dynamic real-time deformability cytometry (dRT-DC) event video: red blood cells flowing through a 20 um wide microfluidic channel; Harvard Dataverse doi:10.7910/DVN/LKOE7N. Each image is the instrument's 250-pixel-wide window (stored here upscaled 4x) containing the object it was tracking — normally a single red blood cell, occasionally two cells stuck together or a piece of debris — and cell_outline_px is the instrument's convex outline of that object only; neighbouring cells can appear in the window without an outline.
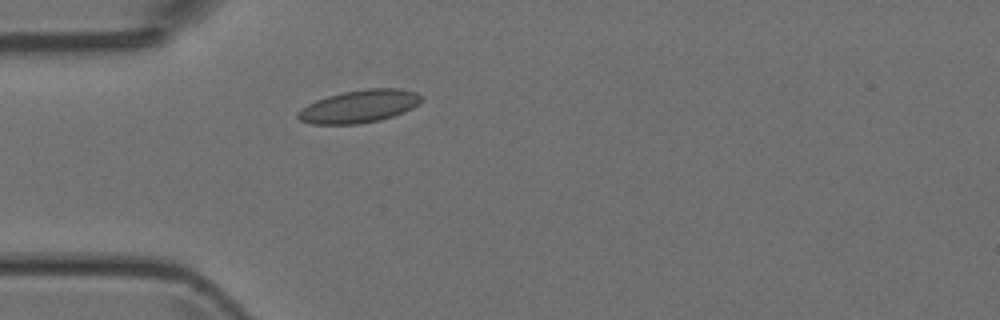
{"species": "Egyptian fruit bat (a non-hibernating species)", "species_latin": "Rousettus aegyptiacus", "temperature_condition": "room temperature", "stored_images_in_passage": 1, "camera_frame_rate_fps": 3000, "um_per_image_px": 0.085, "animal": {"sex": "female"}, "frame": {"image": 1, "passage_image": 1, "time_ms": 0.0, "image_size_px": [1000, 320], "cell_outline_px": [[424, 96], [420, 104], [404, 112], [380, 120], [356, 124], [312, 124], [300, 120], [296, 116], [296, 112], [300, 108], [316, 100], [328, 96], [344, 92], [368, 88], [400, 88], [416, 92]], "centroid_in_image_um": [30.55, 9.03], "position_along_channel_um": 54.4, "area_um2": 23.7}}